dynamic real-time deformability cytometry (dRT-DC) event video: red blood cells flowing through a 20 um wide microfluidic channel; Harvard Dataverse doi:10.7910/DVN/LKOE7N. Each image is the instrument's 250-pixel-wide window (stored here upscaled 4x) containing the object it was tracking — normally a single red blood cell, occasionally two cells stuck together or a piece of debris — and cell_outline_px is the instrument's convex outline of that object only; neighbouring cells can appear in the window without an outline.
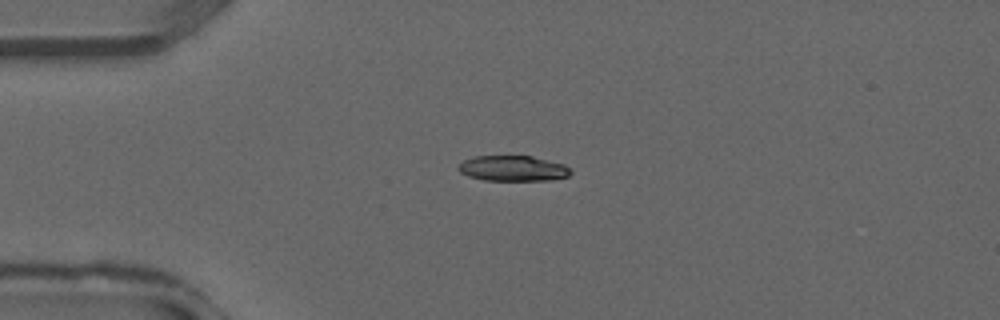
{"species": "common noctule bat (a hibernating species)", "species_latin": "Nyctalus noctula", "temperature_condition": "warm", "stored_images_in_passage": 28, "camera_frame_rate_fps": 3000, "um_per_image_px": 0.085, "animal": {"sex": "male", "forearm_length_mm": 52.5}, "frame": {"image": 1, "passage_image": 1, "time_ms": 0.0, "image_size_px": [1000, 320], "cell_outline_px": [[572, 172], [568, 176], [552, 180], [484, 180], [468, 176], [460, 172], [456, 168], [464, 160], [476, 156], [532, 156], [564, 164], [572, 168]], "centroid_in_image_um": [43.63, 14.31], "position_along_channel_um": 41.4, "area_um2": 16.7}}
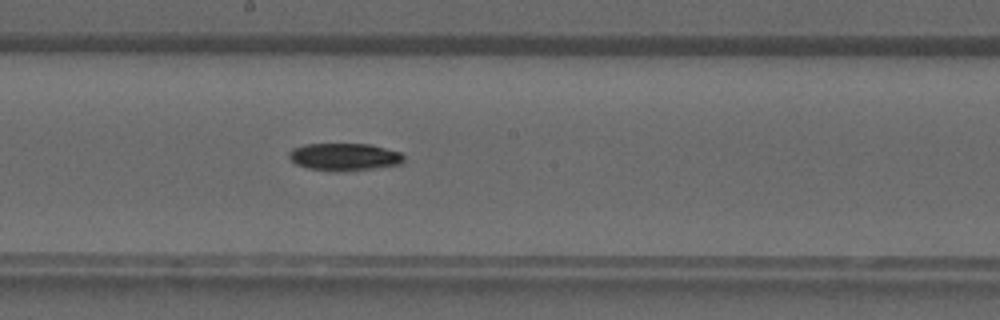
{"frame": {"image": 2, "passage_image": 12, "time_ms": 3.667, "image_size_px": [1000, 320], "cell_outline_px": [[404, 160], [400, 164], [372, 168], [336, 172], [332, 172], [308, 168], [296, 164], [288, 156], [288, 152], [292, 148], [304, 144], [372, 144], [400, 152], [404, 156]], "centroid_in_image_um": [29.24, 13.33], "position_along_channel_um": 219.0, "area_um2": 18.44}}
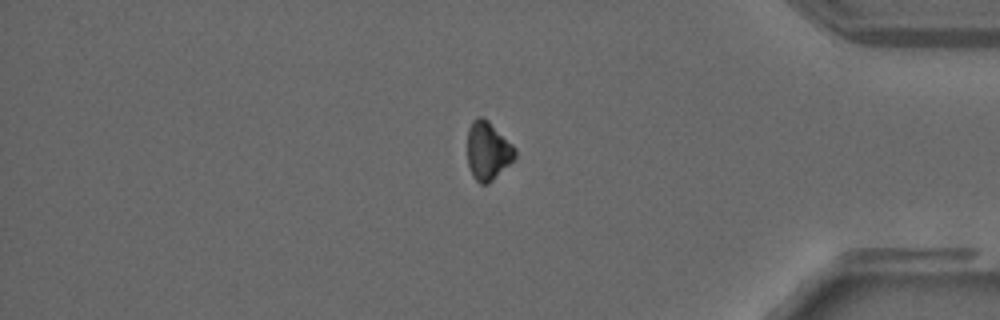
{"frame": {"image": 3, "passage_image": 23, "time_ms": 7.333, "image_size_px": [1000, 320], "cell_outline_px": [[516, 156], [488, 184], [480, 184], [472, 176], [468, 164], [468, 128], [472, 120], [476, 116], [480, 116], [488, 120], [516, 148]], "centroid_in_image_um": [41.44, 12.8], "position_along_channel_um": 393.8, "area_um2": 16.07}}